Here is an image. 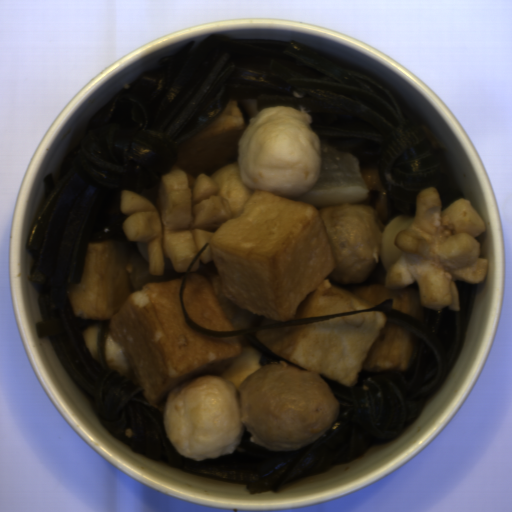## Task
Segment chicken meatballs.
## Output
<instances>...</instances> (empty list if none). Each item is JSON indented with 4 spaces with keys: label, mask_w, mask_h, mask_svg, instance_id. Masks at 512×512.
<instances>
[{
    "label": "chicken meatballs",
    "mask_w": 512,
    "mask_h": 512,
    "mask_svg": "<svg viewBox=\"0 0 512 512\" xmlns=\"http://www.w3.org/2000/svg\"><path fill=\"white\" fill-rule=\"evenodd\" d=\"M340 414V401L319 373L275 361L242 381L240 420L250 441L291 450L325 435Z\"/></svg>",
    "instance_id": "1"
},
{
    "label": "chicken meatballs",
    "mask_w": 512,
    "mask_h": 512,
    "mask_svg": "<svg viewBox=\"0 0 512 512\" xmlns=\"http://www.w3.org/2000/svg\"><path fill=\"white\" fill-rule=\"evenodd\" d=\"M320 218L336 266L327 280L359 285L381 257L385 228L377 211L345 203L324 207Z\"/></svg>",
    "instance_id": "2"
}]
</instances>
